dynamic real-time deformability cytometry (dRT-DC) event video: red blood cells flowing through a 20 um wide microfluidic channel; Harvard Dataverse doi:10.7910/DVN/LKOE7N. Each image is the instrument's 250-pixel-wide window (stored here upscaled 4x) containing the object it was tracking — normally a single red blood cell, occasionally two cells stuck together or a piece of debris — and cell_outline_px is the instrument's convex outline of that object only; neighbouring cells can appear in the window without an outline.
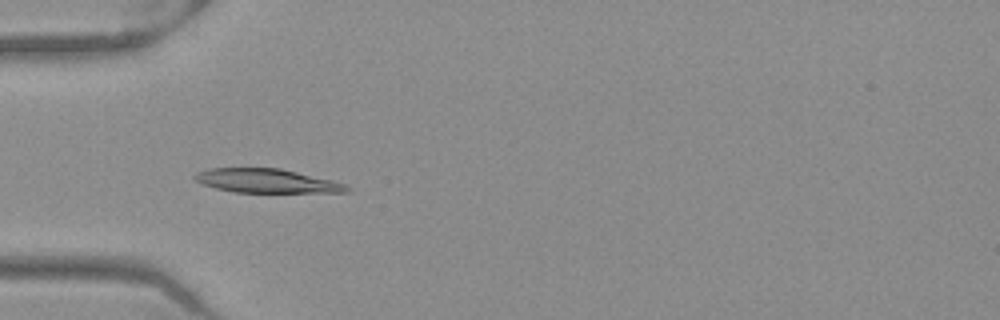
{"species": "Egyptian fruit bat (a non-hibernating species)", "species_latin": "Rousettus aegyptiacus", "temperature_condition": "warm", "stored_images_in_passage": 52, "camera_frame_rate_fps": 3000, "um_per_image_px": 0.085, "frame": {"image": 1, "passage_image": 17, "time_ms": 5.333, "image_size_px": [1000, 320], "cell_outline_px": [[352, 192], [236, 192], [216, 188], [204, 184], [196, 180], [192, 176], [196, 172], [208, 168], [280, 168], [332, 180], [344, 184], [352, 188]], "centroid_in_image_um": [22.68, 15.37], "position_along_channel_um": 62.3, "area_um2": 21.1}}
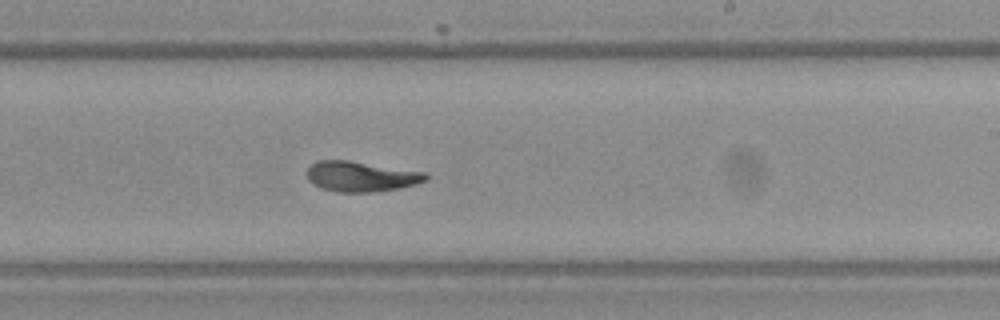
{"frame": {"image": 2, "passage_image": 32, "time_ms": 10.333, "image_size_px": [1000, 320], "cell_outline_px": [[428, 180], [416, 184], [396, 188], [372, 192], [336, 192], [320, 188], [308, 180], [304, 172], [316, 160], [348, 160], [428, 172]], "centroid_in_image_um": [30.67, 14.99], "position_along_channel_um": 258.3, "area_um2": 21.21}}
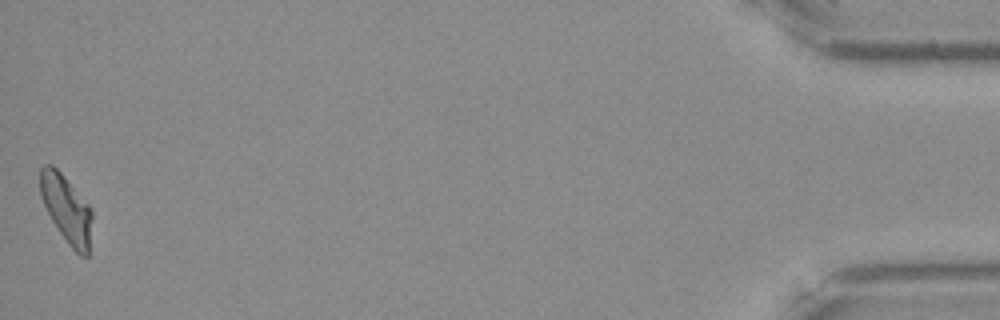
{"frame": {"image": 3, "passage_image": 52, "time_ms": 17.0, "image_size_px": [1000, 320], "cell_outline_px": [[92, 216], [88, 256], [80, 256], [68, 244], [52, 220], [40, 196], [40, 168], [44, 164], [52, 164], [60, 172], [92, 208]], "centroid_in_image_um": [5.65, 17.75], "position_along_channel_um": 429.6, "area_um2": 20.23}, "authors_computed_cell_mechanics": {"area_um2": 21.097, "velocity_mm_per_s": 3.9595, "shape_relaxation_time_tau1_ms": 5.6607, "shape_relaxation_time_tau2_ms": 2.074, "deformation_change_tau1": 0.1661, "deformation_change_tau2": 0.0596}}